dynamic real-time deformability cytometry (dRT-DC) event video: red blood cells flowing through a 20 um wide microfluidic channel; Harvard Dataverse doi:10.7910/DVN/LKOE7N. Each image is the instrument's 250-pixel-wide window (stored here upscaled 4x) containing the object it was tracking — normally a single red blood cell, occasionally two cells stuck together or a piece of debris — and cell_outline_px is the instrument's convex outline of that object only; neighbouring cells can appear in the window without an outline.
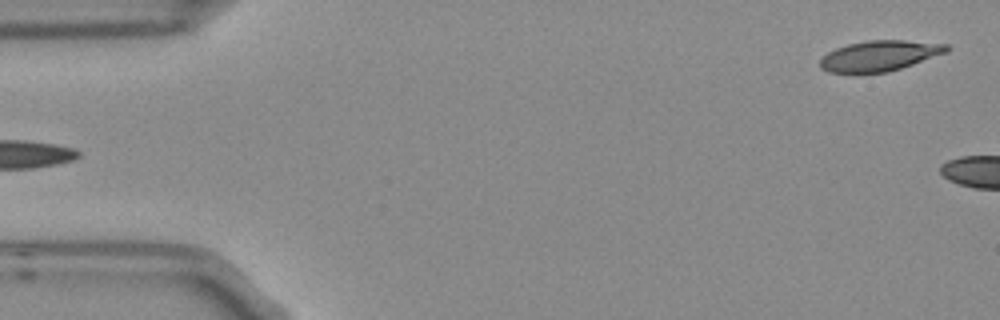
{"species": "Egyptian fruit bat (a non-hibernating species)", "species_latin": "Rousettus aegyptiacus", "temperature_condition": "room temperature", "stored_images_in_passage": 5, "camera_frame_rate_fps": 3000, "um_per_image_px": 0.085, "frame": {"image": 1, "passage_image": 5, "time_ms": 1.333, "image_size_px": [1000, 320], "cell_outline_px": [[952, 48], [948, 52], [888, 72], [828, 72], [820, 68], [820, 60], [828, 52], [836, 48], [848, 44], [868, 40], [904, 40], [948, 44]], "centroid_in_image_um": [74.79, 4.72], "position_along_channel_um": 10.2, "area_um2": 22.31}}